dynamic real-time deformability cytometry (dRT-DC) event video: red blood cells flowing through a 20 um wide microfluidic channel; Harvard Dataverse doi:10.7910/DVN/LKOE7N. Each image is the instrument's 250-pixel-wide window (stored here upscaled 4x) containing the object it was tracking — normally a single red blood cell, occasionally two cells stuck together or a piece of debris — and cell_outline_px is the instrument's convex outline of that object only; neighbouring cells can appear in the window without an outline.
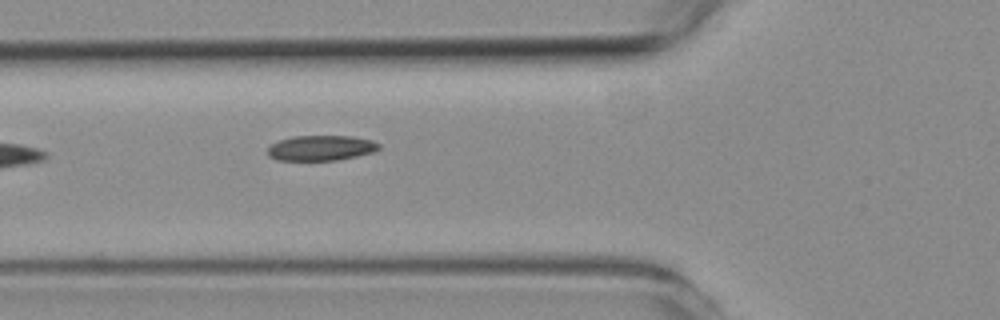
{"species": "common noctule bat (a hibernating species)", "species_latin": "Nyctalus noctula", "temperature_condition": "room temperature", "stored_images_in_passage": 4, "camera_frame_rate_fps": 3000, "um_per_image_px": 0.085, "animal": {"sex": "female", "body_mass_g": 19.3, "forearm_length_mm": 54.1}, "frame": {"image": 1, "passage_image": 4, "time_ms": 4.0, "image_size_px": [1000, 320], "cell_outline_px": [[380, 148], [372, 152], [356, 156], [336, 160], [276, 160], [268, 156], [268, 148], [272, 144], [280, 140], [292, 136], [352, 136], [372, 140], [380, 144]], "centroid_in_image_um": [27.28, 12.57], "position_along_channel_um": 98.5, "area_um2": 16.3}}